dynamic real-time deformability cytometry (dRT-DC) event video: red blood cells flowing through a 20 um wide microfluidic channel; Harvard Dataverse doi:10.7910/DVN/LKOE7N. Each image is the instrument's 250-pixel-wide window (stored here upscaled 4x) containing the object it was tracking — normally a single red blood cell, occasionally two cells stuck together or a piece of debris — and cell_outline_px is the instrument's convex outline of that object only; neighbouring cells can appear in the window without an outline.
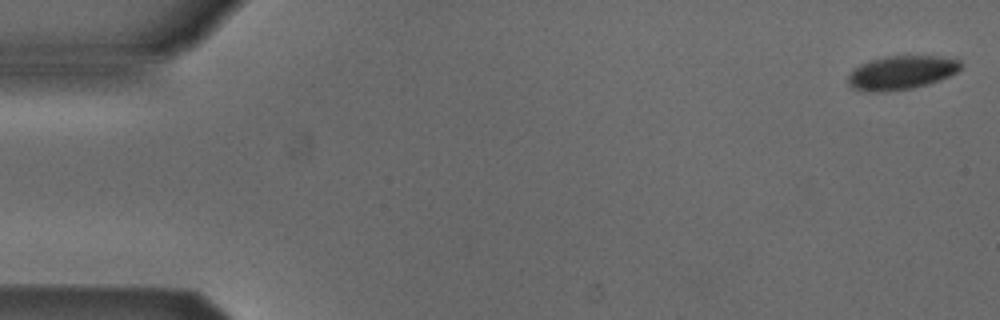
{"species": "Egyptian fruit bat (a non-hibernating species)", "species_latin": "Rousettus aegyptiacus", "temperature_condition": "cold", "stored_images_in_passage": 52, "camera_frame_rate_fps": 3000, "um_per_image_px": 0.085, "animal": {"sex": "male"}, "frame": {"image": 1, "passage_image": 1, "time_ms": 0.0, "image_size_px": [1000, 320], "cell_outline_px": [[964, 64], [956, 72], [940, 80], [928, 84], [912, 88], [884, 92], [864, 92], [852, 88], [848, 84], [848, 76], [860, 64], [868, 60], [884, 56], [956, 56]], "centroid_in_image_um": [76.65, 6.16], "position_along_channel_um": 8.3, "area_um2": 22.6}}
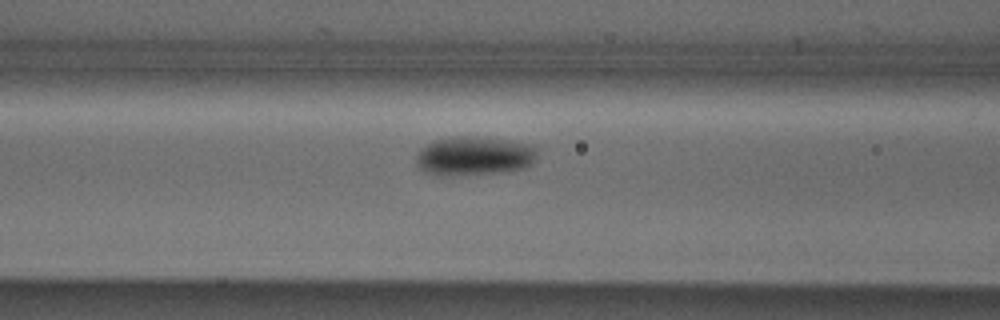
{"frame": {"image": 2, "passage_image": 21, "time_ms": 6.667, "image_size_px": [1000, 320], "cell_outline_px": [[536, 156], [532, 164], [524, 168], [508, 172], [452, 176], [436, 176], [424, 172], [416, 168], [416, 156], [420, 148], [436, 140], [452, 136], [476, 136], [508, 140], [536, 144]], "centroid_in_image_um": [40.29, 13.27], "position_along_channel_um": 126.3, "area_um2": 28.32}}
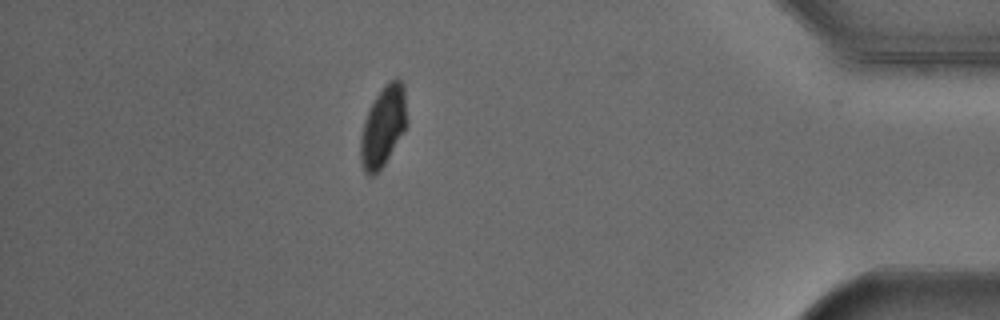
{"frame": {"image": 3, "passage_image": 46, "time_ms": 15.0, "image_size_px": [1000, 320], "cell_outline_px": [[408, 124], [384, 164], [372, 176], [368, 176], [364, 172], [360, 160], [360, 140], [364, 120], [376, 96], [384, 84], [388, 80], [396, 76], [400, 80], [404, 88]], "centroid_in_image_um": [32.57, 10.72], "position_along_channel_um": 402.6, "area_um2": 21.68}, "authors_computed_cell_mechanics": {"area_um2": 24.565, "velocity_mm_per_s": 3.875, "shape_relaxation_time_tau1_ms": 5.8152, "shape_relaxation_time_tau2_ms": null, "deformation_change_tau1": 0.1124, "deformation_change_tau2": null}}